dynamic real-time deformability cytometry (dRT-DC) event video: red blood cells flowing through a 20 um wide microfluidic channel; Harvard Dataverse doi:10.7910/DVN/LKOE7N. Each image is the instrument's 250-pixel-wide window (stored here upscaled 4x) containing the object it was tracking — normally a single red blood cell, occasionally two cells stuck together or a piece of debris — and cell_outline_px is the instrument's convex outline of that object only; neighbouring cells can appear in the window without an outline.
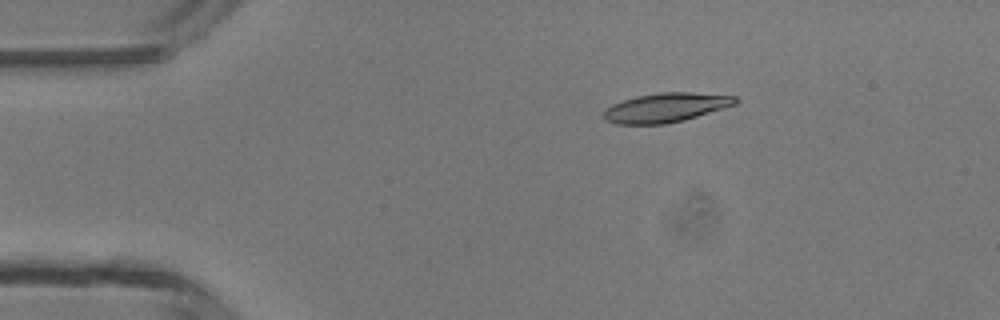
{"species": "common noctule bat (a hibernating species)", "species_latin": "Nyctalus noctula", "temperature_condition": "room temperature", "stored_images_in_passage": 5, "camera_frame_rate_fps": 3000, "um_per_image_px": 0.085, "animal": {"sex": "male", "body_mass_g": 13.3}, "frame": {"image": 1, "passage_image": 1, "time_ms": 0.0, "image_size_px": [1000, 320], "cell_outline_px": [[740, 100], [736, 104], [724, 108], [684, 120], [664, 124], [616, 124], [604, 120], [604, 112], [612, 104], [636, 96], [660, 92], [692, 92], [736, 96]], "centroid_in_image_um": [56.62, 9.14], "position_along_channel_um": 28.4, "area_um2": 22.43}}
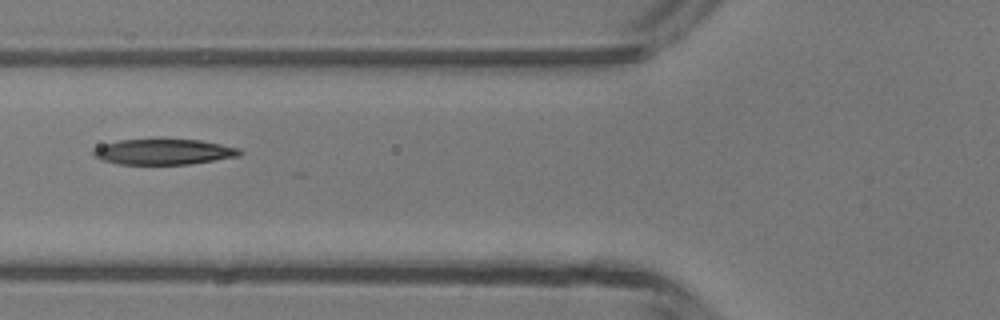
{"frame": {"image": 2, "passage_image": 4, "time_ms": 3.333, "image_size_px": [1000, 320], "cell_outline_px": [[244, 152], [240, 156], [192, 164], [120, 164], [100, 160], [92, 156], [92, 152], [96, 148], [104, 144], [120, 140], [160, 136], [200, 140], [240, 148]], "centroid_in_image_um": [13.92, 12.86], "position_along_channel_um": 111.9, "area_um2": 22.89}}
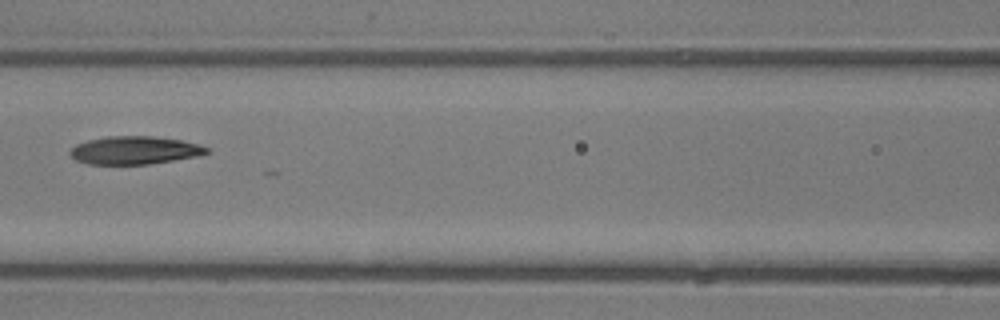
{"frame": {"image": 3, "passage_image": 5, "time_ms": 4.333, "image_size_px": [1000, 320], "cell_outline_px": [[212, 152], [196, 156], [148, 164], [88, 164], [76, 160], [68, 152], [76, 144], [88, 140], [108, 136], [152, 136], [180, 140], [200, 144], [208, 148]], "centroid_in_image_um": [11.44, 12.77], "position_along_channel_um": 155.2, "area_um2": 22.2}}